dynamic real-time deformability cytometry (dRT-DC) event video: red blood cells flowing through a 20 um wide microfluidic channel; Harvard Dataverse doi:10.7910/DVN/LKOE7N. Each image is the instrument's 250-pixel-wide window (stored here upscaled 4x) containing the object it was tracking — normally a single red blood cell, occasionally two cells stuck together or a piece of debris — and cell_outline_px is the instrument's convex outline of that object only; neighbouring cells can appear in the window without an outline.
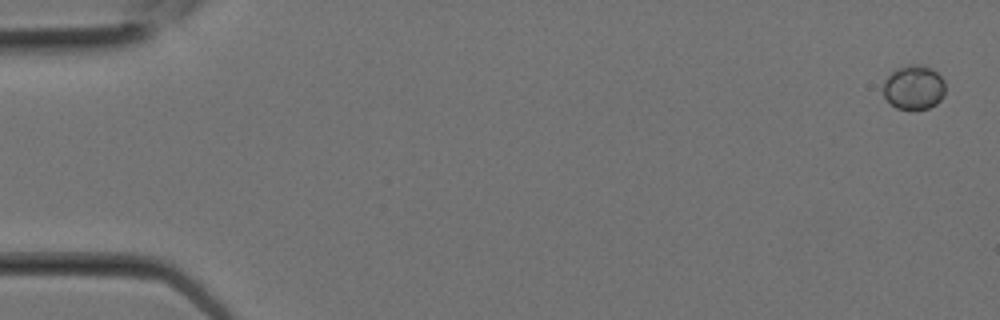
{"species": "Egyptian fruit bat (a non-hibernating species)", "species_latin": "Rousettus aegyptiacus", "temperature_condition": "room temperature", "stored_images_in_passage": 3, "camera_frame_rate_fps": 3000, "um_per_image_px": 0.085, "animal": {"sex": "female"}, "frame": {"image": 1, "passage_image": 1, "time_ms": 0.0, "image_size_px": [1000, 320], "cell_outline_px": [[944, 96], [936, 104], [928, 108], [912, 112], [896, 108], [884, 96], [884, 80], [896, 68], [908, 64], [920, 64], [932, 68], [944, 80]], "centroid_in_image_um": [77.68, 7.45], "position_along_channel_um": 7.3, "area_um2": 16.36}}
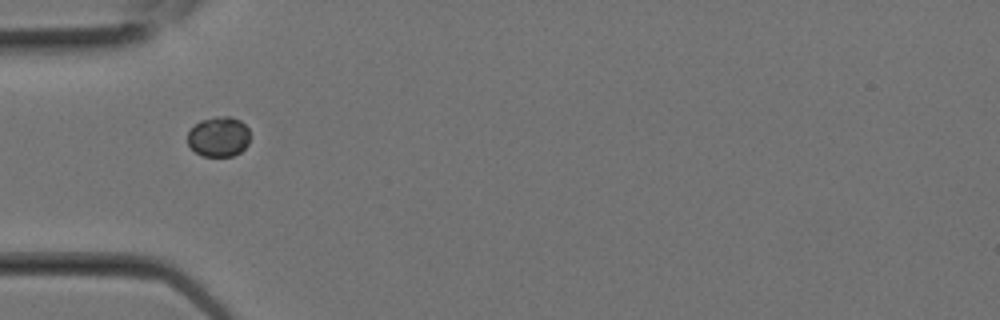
{"frame": {"image": 2, "passage_image": 3, "time_ms": 0.667, "image_size_px": [1000, 320], "cell_outline_px": [[248, 144], [240, 152], [232, 156], [204, 156], [196, 152], [188, 144], [188, 132], [200, 120], [216, 116], [228, 116], [240, 120], [248, 128]], "centroid_in_image_um": [18.58, 11.61], "position_along_channel_um": 66.4, "area_um2": 14.45}}